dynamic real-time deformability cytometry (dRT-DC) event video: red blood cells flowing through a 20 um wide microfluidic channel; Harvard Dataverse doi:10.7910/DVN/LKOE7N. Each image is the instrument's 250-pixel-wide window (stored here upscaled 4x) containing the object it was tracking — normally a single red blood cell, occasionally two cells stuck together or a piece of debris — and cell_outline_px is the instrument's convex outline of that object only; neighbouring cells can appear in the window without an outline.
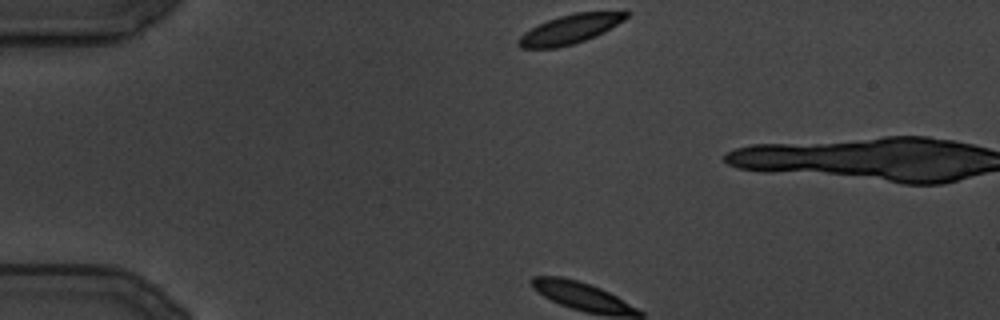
{"species": "common noctule bat (a hibernating species)", "species_latin": "Nyctalus noctula", "temperature_condition": "cold", "stored_images_in_passage": 104, "camera_frame_rate_fps": 3000, "um_per_image_px": 0.085, "animal": {"sex": "male", "body_mass_g": 19.5, "forearm_length_mm": 54.6}, "frame": {"image": 1, "passage_image": 1, "time_ms": 0.0, "image_size_px": [1000, 320], "cell_outline_px": [[632, 12], [624, 20], [604, 32], [596, 36], [572, 44], [556, 48], [520, 48], [516, 44], [516, 40], [524, 32], [548, 20], [560, 16], [576, 12]], "centroid_in_image_um": [48.42, 2.49], "position_along_channel_um": 36.6, "area_um2": 18.09}}